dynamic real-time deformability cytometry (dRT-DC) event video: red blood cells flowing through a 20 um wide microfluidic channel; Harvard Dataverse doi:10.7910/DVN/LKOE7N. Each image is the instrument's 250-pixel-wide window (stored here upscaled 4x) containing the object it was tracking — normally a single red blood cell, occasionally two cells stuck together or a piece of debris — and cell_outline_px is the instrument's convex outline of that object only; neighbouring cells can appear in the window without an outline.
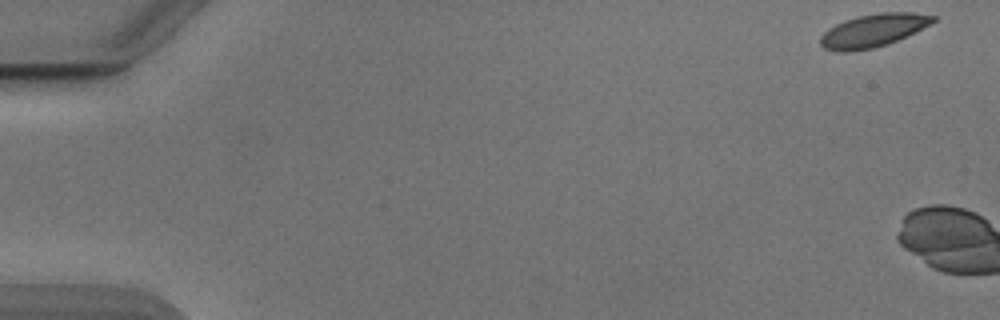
{"species": "Egyptian fruit bat (a non-hibernating species)", "species_latin": "Rousettus aegyptiacus", "temperature_condition": "cold", "stored_images_in_passage": 4, "camera_frame_rate_fps": 3000, "um_per_image_px": 0.085, "animal": {"sex": "male"}, "frame": {"image": 1, "passage_image": 1, "time_ms": 0.0, "image_size_px": [1000, 320], "cell_outline_px": [[936, 20], [888, 44], [872, 48], [848, 52], [836, 52], [824, 48], [820, 44], [820, 36], [828, 28], [844, 20], [856, 16], [880, 12], [912, 12], [936, 16]], "centroid_in_image_um": [74.14, 2.59], "position_along_channel_um": 10.9, "area_um2": 21.44}}